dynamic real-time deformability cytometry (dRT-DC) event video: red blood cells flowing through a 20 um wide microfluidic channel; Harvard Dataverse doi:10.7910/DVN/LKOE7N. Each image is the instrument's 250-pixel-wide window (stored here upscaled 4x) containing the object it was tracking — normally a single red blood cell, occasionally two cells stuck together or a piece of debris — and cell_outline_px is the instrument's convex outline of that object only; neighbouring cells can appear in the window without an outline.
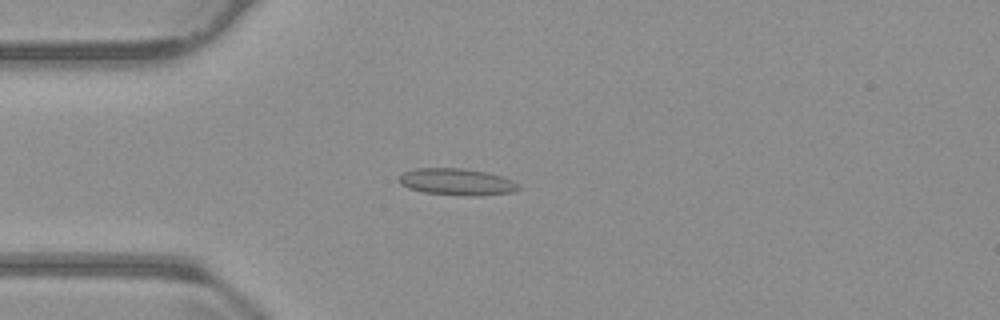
{"species": "common noctule bat (a hibernating species)", "species_latin": "Nyctalus noctula", "temperature_condition": "warm", "stored_images_in_passage": 53, "camera_frame_rate_fps": 3000, "um_per_image_px": 0.085, "animal": {"sex": "male", "body_mass_g": 23.1, "forearm_length_mm": 52.7}, "frame": {"image": 1, "passage_image": 13, "time_ms": 4.0, "image_size_px": [1000, 320], "cell_outline_px": [[520, 188], [512, 192], [480, 196], [464, 196], [424, 192], [408, 188], [400, 184], [396, 180], [396, 176], [404, 172], [416, 168], [460, 168], [488, 172], [512, 180], [520, 184]], "centroid_in_image_um": [38.79, 15.46], "position_along_channel_um": 46.2, "area_um2": 18.9}}
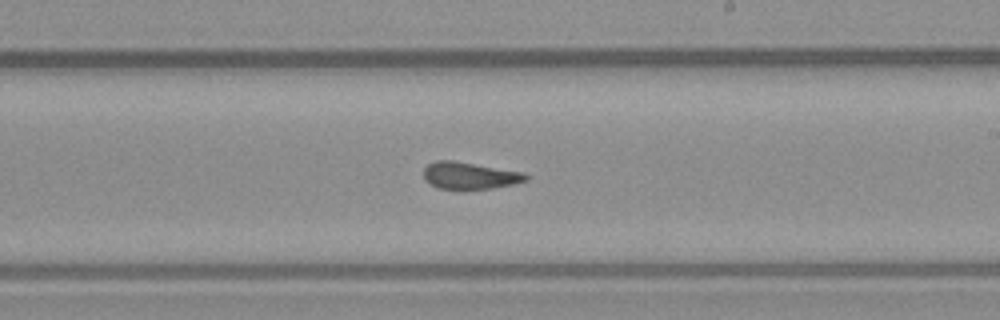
{"frame": {"image": 2, "passage_image": 30, "time_ms": 9.667, "image_size_px": [1000, 320], "cell_outline_px": [[528, 180], [512, 184], [492, 188], [436, 188], [428, 184], [424, 180], [424, 168], [428, 164], [436, 160], [452, 160], [524, 172], [528, 176]], "centroid_in_image_um": [39.89, 14.91], "position_along_channel_um": 249.1, "area_um2": 15.95}}
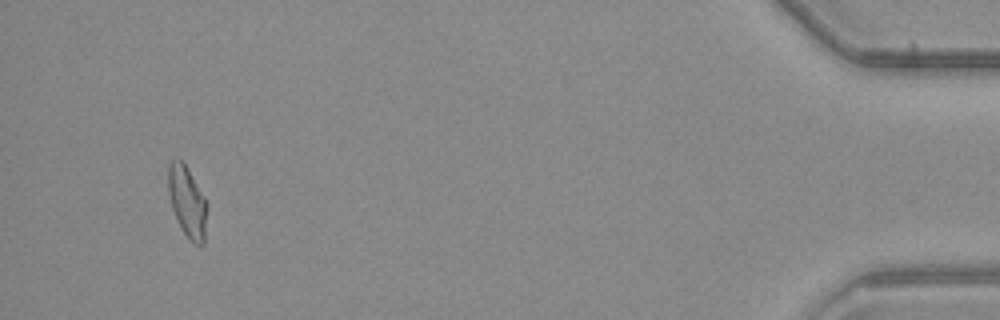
{"frame": {"image": 3, "passage_image": 50, "time_ms": 16.333, "image_size_px": [1000, 320], "cell_outline_px": [[208, 208], [204, 244], [192, 244], [188, 240], [180, 228], [176, 220], [172, 208], [168, 192], [168, 164], [172, 160], [180, 156], [184, 160], [204, 196], [208, 204]], "centroid_in_image_um": [15.92, 17.13], "position_along_channel_um": 419.3, "area_um2": 16.76}, "authors_computed_cell_mechanics": {"area_um2": 16.762, "velocity_mm_per_s": 3.818, "shape_relaxation_time_tau1_ms": null, "shape_relaxation_time_tau2_ms": 2.0325, "deformation_change_tau1": null, "deformation_change_tau2": 0.0973}}